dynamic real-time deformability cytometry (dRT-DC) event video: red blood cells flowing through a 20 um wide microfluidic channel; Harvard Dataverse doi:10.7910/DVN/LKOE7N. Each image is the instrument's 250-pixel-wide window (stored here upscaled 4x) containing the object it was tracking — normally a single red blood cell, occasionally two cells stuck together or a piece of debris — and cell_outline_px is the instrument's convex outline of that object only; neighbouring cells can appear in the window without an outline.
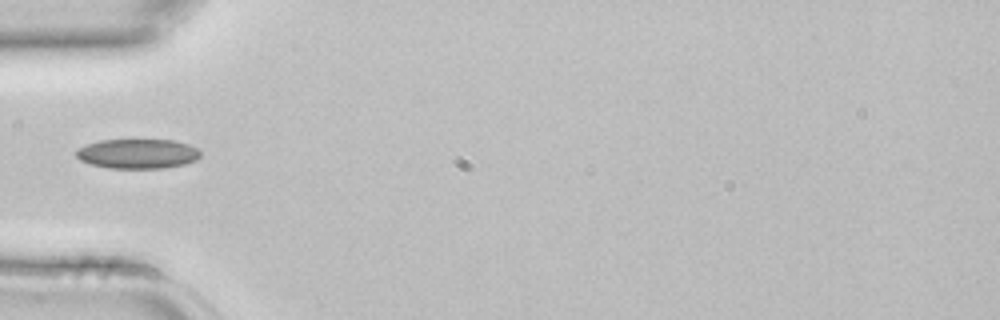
{"species": "common noctule bat (a hibernating species)", "species_latin": "Nyctalus noctula", "temperature_condition": "room temperature", "stored_images_in_passage": 4, "camera_frame_rate_fps": 3000, "um_per_image_px": 0.085, "animal": {"sex": "female", "body_mass_g": 22.7, "forearm_length_mm": 54.2}, "frame": {"image": 1, "passage_image": 4, "time_ms": 1.0, "image_size_px": [1000, 320], "cell_outline_px": [[200, 156], [196, 160], [184, 164], [164, 168], [108, 168], [92, 164], [80, 160], [76, 156], [76, 148], [100, 140], [172, 140], [188, 144], [196, 148], [200, 152]], "centroid_in_image_um": [11.69, 13.07], "position_along_channel_um": 73.3, "area_um2": 21.39}}